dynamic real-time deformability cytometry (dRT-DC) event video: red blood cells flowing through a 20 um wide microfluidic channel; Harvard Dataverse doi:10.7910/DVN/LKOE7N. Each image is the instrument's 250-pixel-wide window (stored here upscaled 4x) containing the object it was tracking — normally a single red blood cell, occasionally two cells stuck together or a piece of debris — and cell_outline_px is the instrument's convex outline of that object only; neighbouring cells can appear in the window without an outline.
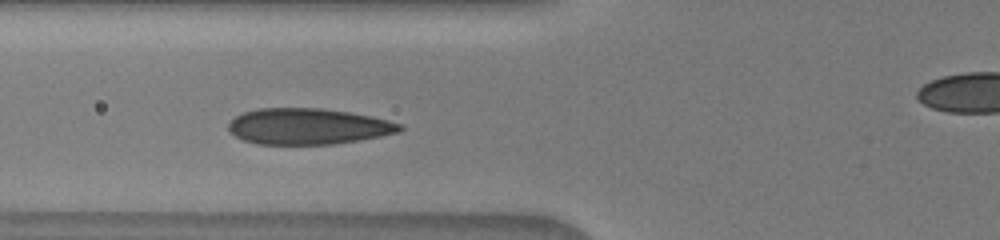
{"species": "human", "species_latin": "Homo sapiens", "temperature_condition": "warm", "stored_images_in_passage": 15, "camera_frame_rate_fps": 3000, "um_per_image_px": 0.085, "donor": {"sex": "male"}, "frame": {"image": 1, "passage_image": 7, "time_ms": 4.0, "image_size_px": [1000, 240], "cell_outline_px": [[404, 128], [400, 132], [360, 140], [332, 144], [256, 144], [244, 140], [236, 136], [228, 128], [228, 124], [236, 116], [244, 112], [260, 108], [320, 108], [348, 112], [372, 116], [404, 124]], "centroid_in_image_um": [26.23, 10.74], "position_along_channel_um": 99.6, "area_um2": 35.95}}
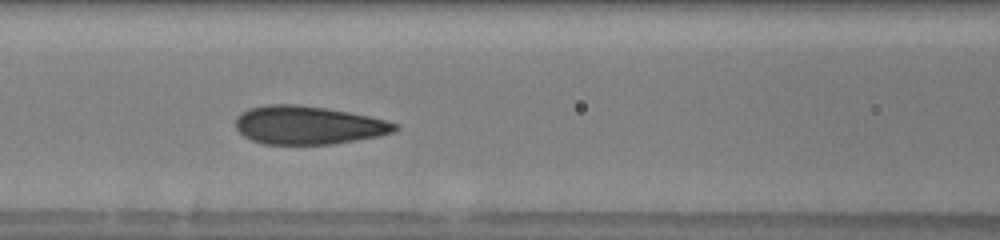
{"frame": {"image": 2, "passage_image": 9, "time_ms": 5.0, "image_size_px": [1000, 240], "cell_outline_px": [[400, 128], [392, 132], [380, 136], [332, 144], [264, 144], [252, 140], [244, 136], [236, 128], [236, 116], [240, 112], [248, 108], [264, 104], [296, 104], [324, 108], [348, 112], [368, 116], [400, 124]], "centroid_in_image_um": [26.17, 10.63], "position_along_channel_um": 140.4, "area_um2": 35.66}}
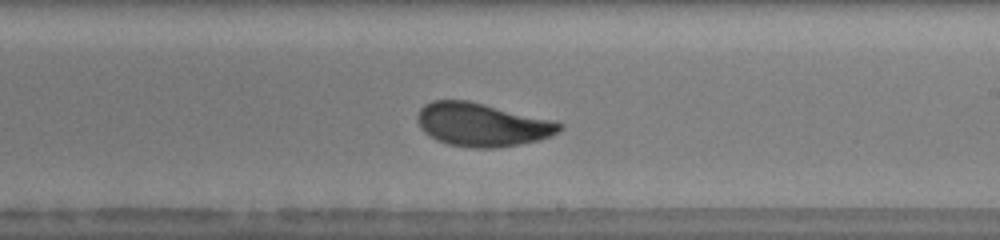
{"frame": {"image": 3, "passage_image": 13, "time_ms": 7.667, "image_size_px": [1000, 240], "cell_outline_px": [[564, 128], [560, 132], [540, 140], [520, 144], [492, 148], [472, 148], [448, 144], [436, 140], [424, 132], [420, 128], [416, 120], [416, 116], [420, 108], [424, 104], [432, 100], [468, 100], [556, 120], [564, 124]], "centroid_in_image_um": [41.0, 10.59], "position_along_channel_um": 248.0, "area_um2": 36.41}}